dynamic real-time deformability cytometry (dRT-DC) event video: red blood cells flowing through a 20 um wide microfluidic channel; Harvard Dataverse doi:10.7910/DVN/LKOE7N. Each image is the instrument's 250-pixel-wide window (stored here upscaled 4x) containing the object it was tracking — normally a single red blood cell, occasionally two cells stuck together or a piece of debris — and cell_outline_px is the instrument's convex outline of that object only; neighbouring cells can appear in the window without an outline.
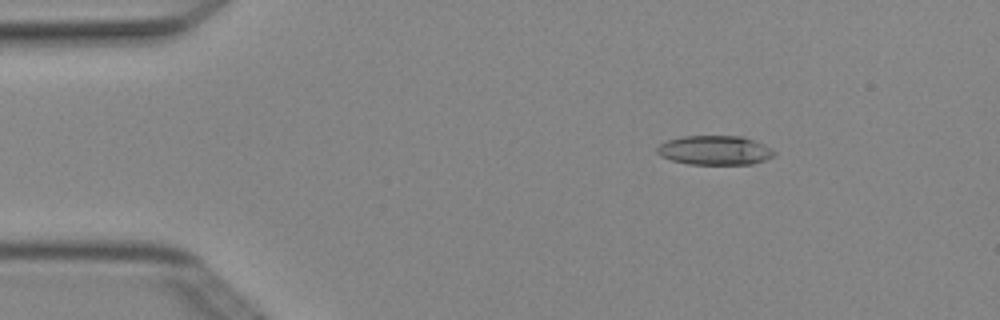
{"species": "Egyptian fruit bat (a non-hibernating species)", "species_latin": "Rousettus aegyptiacus", "temperature_condition": "cold", "stored_images_in_passage": 5, "camera_frame_rate_fps": 3000, "um_per_image_px": 0.085, "animal": {"sex": "female"}, "frame": {"image": 1, "passage_image": 3, "time_ms": 0.667, "image_size_px": [1000, 320], "cell_outline_px": [[776, 156], [752, 164], [688, 164], [672, 160], [660, 156], [656, 152], [656, 148], [660, 144], [668, 140], [680, 136], [740, 136], [764, 144], [776, 152]], "centroid_in_image_um": [60.75, 12.77], "position_along_channel_um": 24.3, "area_um2": 20.0}}
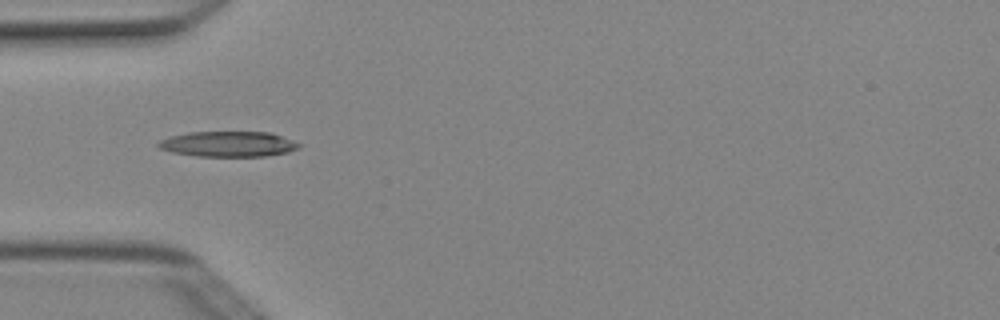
{"frame": {"image": 2, "passage_image": 5, "time_ms": 1.333, "image_size_px": [1000, 320], "cell_outline_px": [[300, 148], [288, 152], [264, 156], [196, 156], [172, 152], [160, 148], [156, 144], [160, 140], [168, 136], [188, 132], [272, 132], [292, 140], [300, 144]], "centroid_in_image_um": [19.39, 12.24], "position_along_channel_um": 65.6, "area_um2": 20.87}}